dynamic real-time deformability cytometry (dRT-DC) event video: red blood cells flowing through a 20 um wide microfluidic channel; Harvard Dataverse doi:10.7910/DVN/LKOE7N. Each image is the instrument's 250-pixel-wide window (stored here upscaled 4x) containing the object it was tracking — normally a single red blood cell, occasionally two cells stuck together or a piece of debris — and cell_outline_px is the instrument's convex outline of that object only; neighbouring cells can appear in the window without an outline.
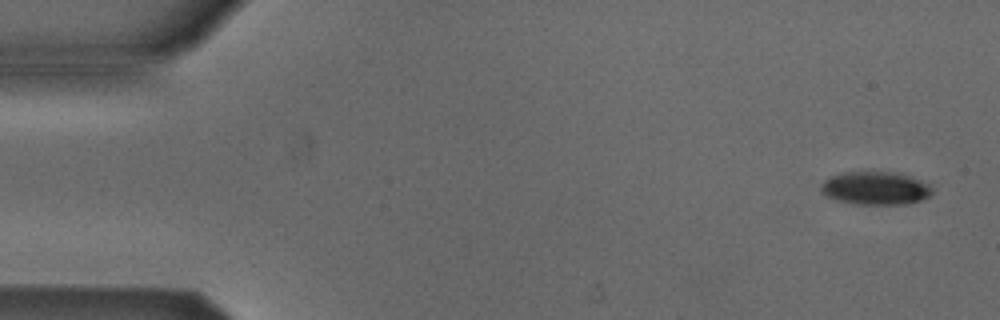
{"species": "Egyptian fruit bat (a non-hibernating species)", "species_latin": "Rousettus aegyptiacus", "temperature_condition": "cold", "stored_images_in_passage": 4, "camera_frame_rate_fps": 3000, "um_per_image_px": 0.085, "animal": {"sex": "male"}, "frame": {"image": 1, "passage_image": 1, "time_ms": 0.0, "image_size_px": [1000, 320], "cell_outline_px": [[932, 196], [908, 204], [856, 204], [836, 200], [820, 192], [820, 184], [824, 180], [840, 172], [896, 172], [920, 180], [928, 184], [932, 188]], "centroid_in_image_um": [74.4, 16.0], "position_along_channel_um": 10.6, "area_um2": 21.56}}